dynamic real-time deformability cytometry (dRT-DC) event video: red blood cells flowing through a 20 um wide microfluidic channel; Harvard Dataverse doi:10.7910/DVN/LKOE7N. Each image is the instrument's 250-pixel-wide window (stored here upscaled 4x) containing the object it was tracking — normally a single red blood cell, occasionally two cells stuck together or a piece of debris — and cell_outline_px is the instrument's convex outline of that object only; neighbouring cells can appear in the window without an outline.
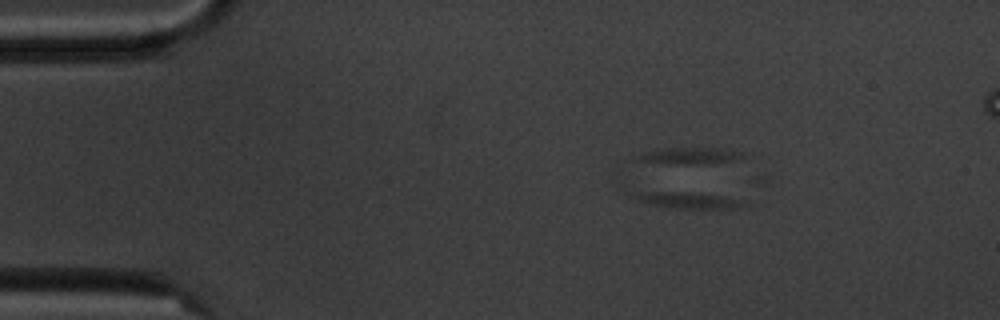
{"species": "common noctule bat (a hibernating species)", "species_latin": "Nyctalus noctula", "temperature_condition": "cold", "stored_images_in_passage": 5, "camera_frame_rate_fps": 3000, "um_per_image_px": 0.085, "animal": {"sex": "male", "body_mass_g": 20.1, "forearm_length_mm": 53.5}, "frame": {"image": 1, "passage_image": 1, "time_ms": 0.0, "image_size_px": [1000, 320], "cell_outline_px": [[752, 204], [740, 208], [668, 208], [652, 204], [640, 200], [616, 188], [616, 184], [624, 184], [720, 196]], "centroid_in_image_um": [57.74, 16.85], "position_along_channel_um": 27.3, "area_um2": 12.37}}